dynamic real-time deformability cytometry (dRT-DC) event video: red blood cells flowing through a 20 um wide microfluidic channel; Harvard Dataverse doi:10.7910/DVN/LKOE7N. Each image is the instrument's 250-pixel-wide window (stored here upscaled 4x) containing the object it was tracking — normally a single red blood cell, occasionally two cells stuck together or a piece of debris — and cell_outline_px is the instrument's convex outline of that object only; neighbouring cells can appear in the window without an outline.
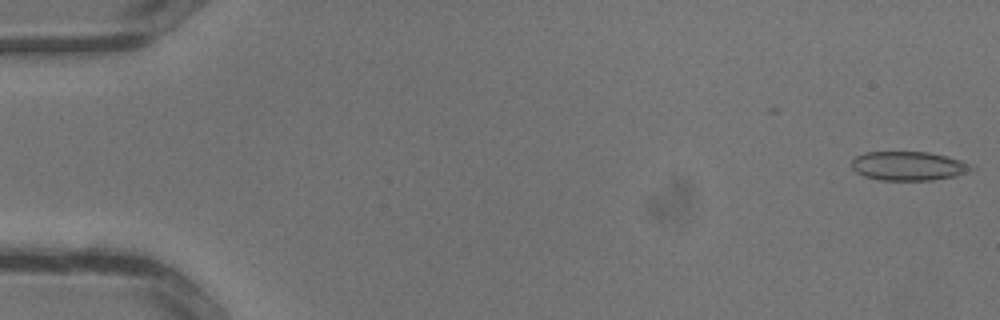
{"species": "common noctule bat (a hibernating species)", "species_latin": "Nyctalus noctula", "temperature_condition": "warm", "stored_images_in_passage": 33, "camera_frame_rate_fps": 3000, "um_per_image_px": 0.085, "animal": {"sex": "male", "body_mass_g": 13.3}, "frame": {"image": 1, "passage_image": 1, "time_ms": 0.0, "image_size_px": [1000, 320], "cell_outline_px": [[972, 168], [956, 176], [932, 180], [880, 180], [864, 176], [856, 172], [852, 168], [852, 160], [856, 156], [864, 152], [928, 152], [948, 156], [960, 160], [968, 164]], "centroid_in_image_um": [77.16, 14.1], "position_along_channel_um": 7.8, "area_um2": 20.06}}
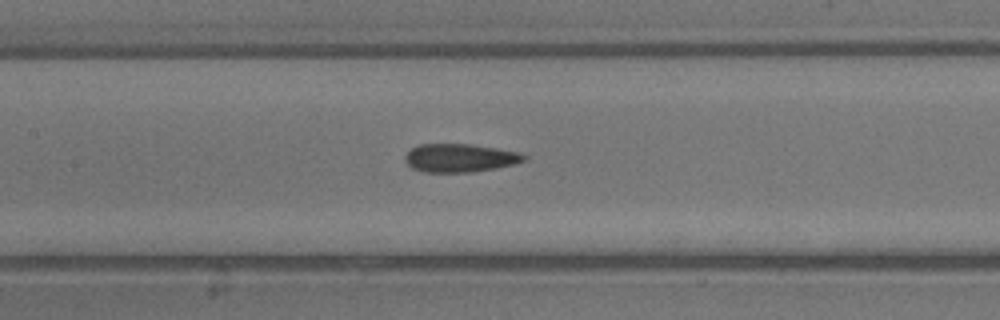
{"frame": {"image": 2, "passage_image": 16, "time_ms": 5.0, "image_size_px": [1000, 320], "cell_outline_px": [[528, 160], [516, 164], [496, 168], [472, 172], [424, 172], [412, 168], [404, 160], [404, 156], [412, 148], [420, 144], [472, 144], [520, 152], [528, 156]], "centroid_in_image_um": [39.14, 13.42], "position_along_channel_um": 168.3, "area_um2": 19.83}}
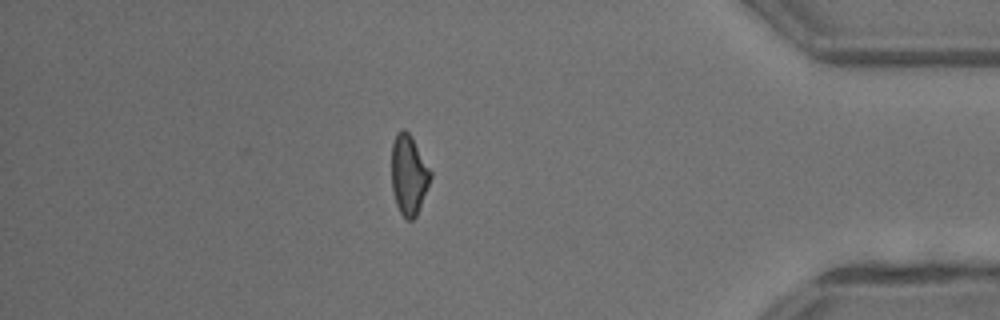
{"frame": {"image": 3, "passage_image": 29, "time_ms": 9.333, "image_size_px": [1000, 320], "cell_outline_px": [[432, 176], [416, 216], [412, 220], [408, 220], [400, 212], [396, 204], [392, 188], [392, 144], [400, 128], [404, 128], [412, 136], [432, 172]], "centroid_in_image_um": [34.75, 14.83], "position_along_channel_um": 400.5, "area_um2": 18.03}}